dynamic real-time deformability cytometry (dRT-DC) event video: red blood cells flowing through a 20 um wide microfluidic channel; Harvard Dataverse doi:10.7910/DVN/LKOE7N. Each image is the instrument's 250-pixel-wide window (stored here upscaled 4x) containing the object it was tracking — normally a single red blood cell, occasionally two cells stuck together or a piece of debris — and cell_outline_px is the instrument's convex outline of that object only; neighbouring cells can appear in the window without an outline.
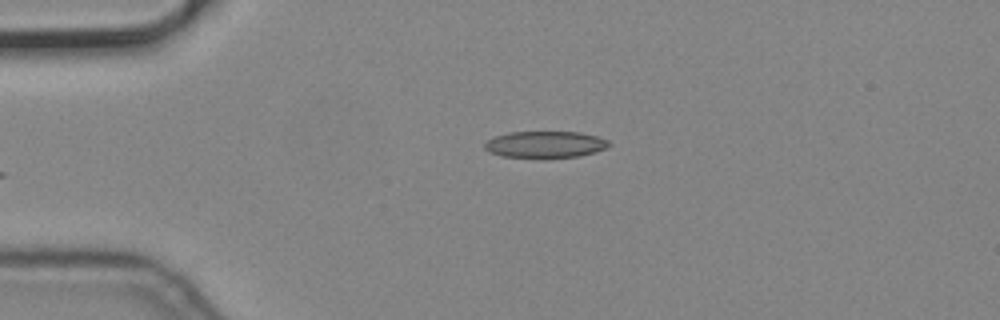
{"species": "common noctule bat (a hibernating species)", "species_latin": "Nyctalus noctula", "temperature_condition": "cold", "stored_images_in_passage": 5, "camera_frame_rate_fps": 3000, "um_per_image_px": 0.085, "animal": {"sex": "male", "body_mass_g": 19.2, "forearm_length_mm": 51.8}, "frame": {"image": 1, "passage_image": 5, "time_ms": 1.333, "image_size_px": [1000, 320], "cell_outline_px": [[612, 144], [608, 148], [596, 152], [580, 156], [500, 156], [488, 152], [484, 148], [484, 144], [492, 136], [508, 132], [580, 132], [596, 136], [608, 140]], "centroid_in_image_um": [46.35, 12.25], "position_along_channel_um": 38.7, "area_um2": 19.07}}